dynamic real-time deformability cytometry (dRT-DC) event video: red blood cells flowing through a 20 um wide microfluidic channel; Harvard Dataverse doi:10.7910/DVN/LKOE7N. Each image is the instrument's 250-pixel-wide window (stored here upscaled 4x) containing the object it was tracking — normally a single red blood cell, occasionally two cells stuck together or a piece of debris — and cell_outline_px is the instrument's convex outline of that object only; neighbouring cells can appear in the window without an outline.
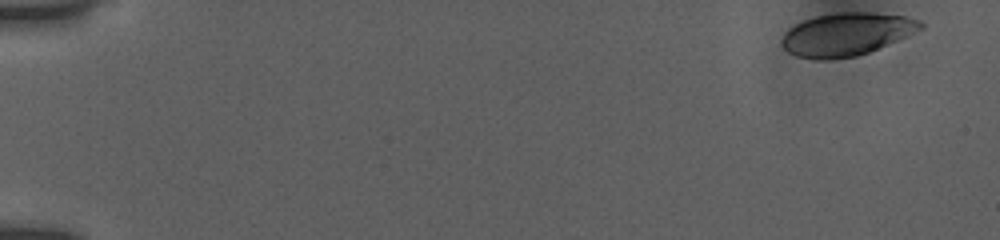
{"species": "human", "species_latin": "Homo sapiens", "temperature_condition": "room temperature", "stored_images_in_passage": 5, "camera_frame_rate_fps": 3000, "um_per_image_px": 0.085, "donor": {"sex": "female"}, "frame": {"image": 1, "passage_image": 1, "time_ms": 0.0, "image_size_px": [1000, 240], "cell_outline_px": [[924, 28], [908, 36], [868, 52], [856, 56], [828, 60], [816, 60], [796, 56], [788, 52], [780, 44], [780, 40], [784, 32], [788, 28], [804, 20], [816, 16], [840, 12], [868, 12], [904, 16], [920, 20], [924, 24]], "centroid_in_image_um": [71.93, 2.92], "position_along_channel_um": 13.1, "area_um2": 34.85}}
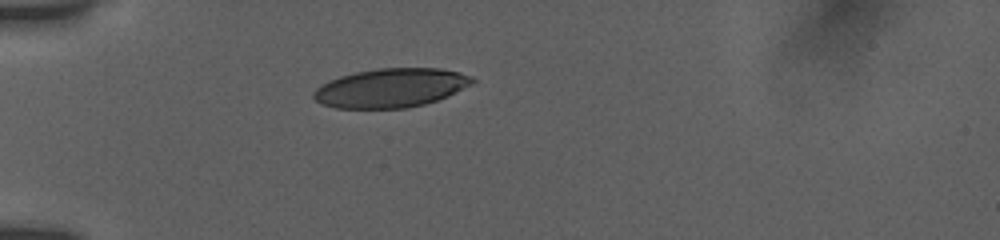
{"frame": {"image": 2, "passage_image": 5, "time_ms": 4.667, "image_size_px": [1000, 240], "cell_outline_px": [[476, 80], [472, 84], [436, 100], [424, 104], [408, 108], [336, 108], [320, 104], [312, 96], [312, 92], [316, 88], [328, 80], [340, 76], [356, 72], [376, 68], [440, 68], [460, 72], [472, 76]], "centroid_in_image_um": [33.19, 7.46], "position_along_channel_um": 51.8, "area_um2": 36.07}}